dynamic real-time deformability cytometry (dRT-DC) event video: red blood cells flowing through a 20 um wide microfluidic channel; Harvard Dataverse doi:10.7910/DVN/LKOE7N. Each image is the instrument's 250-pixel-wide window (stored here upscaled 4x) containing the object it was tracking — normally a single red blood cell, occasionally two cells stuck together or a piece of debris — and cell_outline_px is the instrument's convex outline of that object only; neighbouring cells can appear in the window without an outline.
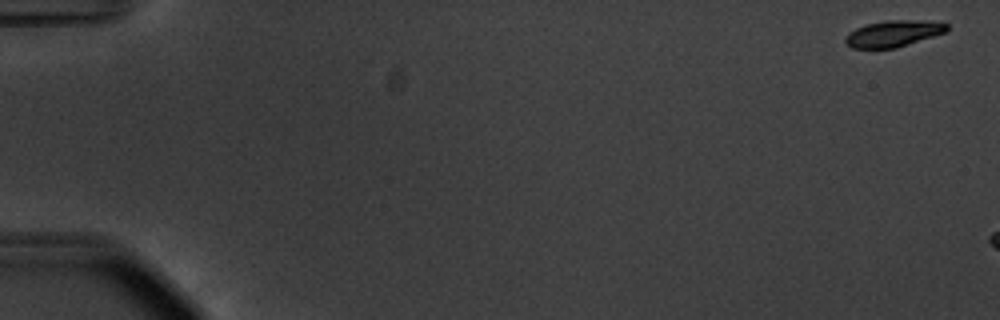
{"species": "common noctule bat (a hibernating species)", "species_latin": "Nyctalus noctula", "temperature_condition": "warm", "stored_images_in_passage": 14, "camera_frame_rate_fps": 3000, "um_per_image_px": 0.085, "animal": {"sex": "male", "body_mass_g": 20.1, "forearm_length_mm": 53.5}, "frame": {"image": 1, "passage_image": 1, "time_ms": 0.0, "image_size_px": [1000, 320], "cell_outline_px": [[948, 32], [896, 48], [852, 48], [844, 40], [844, 36], [848, 32], [856, 28], [868, 24], [888, 20], [912, 20], [948, 24]], "centroid_in_image_um": [75.92, 2.86], "position_along_channel_um": 9.1, "area_um2": 15.49}}